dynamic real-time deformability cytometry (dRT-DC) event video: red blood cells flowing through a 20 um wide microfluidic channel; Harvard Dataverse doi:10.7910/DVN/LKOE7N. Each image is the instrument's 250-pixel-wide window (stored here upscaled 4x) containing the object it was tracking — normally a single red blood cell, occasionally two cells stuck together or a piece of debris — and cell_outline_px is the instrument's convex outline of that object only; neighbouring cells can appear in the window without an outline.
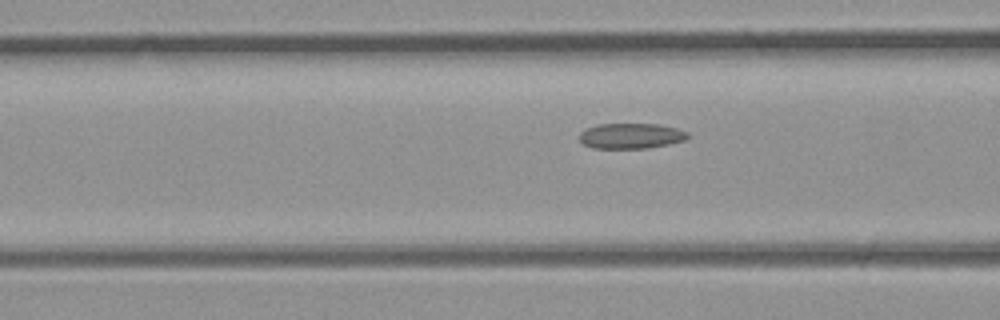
{"species": "common noctule bat (a hibernating species)", "species_latin": "Nyctalus noctula", "temperature_condition": "room temperature", "stored_images_in_passage": 5, "segment_of_instrument_passage": [2, 2], "camera_frame_rate_fps": 3000, "um_per_image_px": 0.085, "animal": {"sex": "male", "body_mass_g": 23.1, "forearm_length_mm": 52.7}, "frame": {"image": 1, "passage_image": 5, "time_ms": 1.333, "image_size_px": [1000, 320], "cell_outline_px": [[692, 136], [688, 140], [648, 148], [592, 148], [584, 144], [580, 140], [580, 132], [588, 128], [600, 124], [660, 124], [676, 128], [688, 132]], "centroid_in_image_um": [53.7, 11.55], "position_along_channel_um": 112.9, "area_um2": 16.13}}